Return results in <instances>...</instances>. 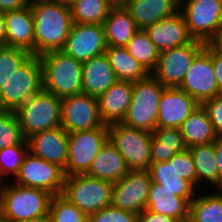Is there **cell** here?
I'll return each mask as SVG.
<instances>
[{
    "label": "cell",
    "mask_w": 222,
    "mask_h": 222,
    "mask_svg": "<svg viewBox=\"0 0 222 222\" xmlns=\"http://www.w3.org/2000/svg\"><path fill=\"white\" fill-rule=\"evenodd\" d=\"M35 55L62 50L72 27L69 7L56 0H32Z\"/></svg>",
    "instance_id": "1"
},
{
    "label": "cell",
    "mask_w": 222,
    "mask_h": 222,
    "mask_svg": "<svg viewBox=\"0 0 222 222\" xmlns=\"http://www.w3.org/2000/svg\"><path fill=\"white\" fill-rule=\"evenodd\" d=\"M7 182H2L0 189L1 222L48 219L53 194L21 186L11 180Z\"/></svg>",
    "instance_id": "2"
},
{
    "label": "cell",
    "mask_w": 222,
    "mask_h": 222,
    "mask_svg": "<svg viewBox=\"0 0 222 222\" xmlns=\"http://www.w3.org/2000/svg\"><path fill=\"white\" fill-rule=\"evenodd\" d=\"M39 58L43 90L61 99L82 93L83 62L62 50L45 53Z\"/></svg>",
    "instance_id": "3"
},
{
    "label": "cell",
    "mask_w": 222,
    "mask_h": 222,
    "mask_svg": "<svg viewBox=\"0 0 222 222\" xmlns=\"http://www.w3.org/2000/svg\"><path fill=\"white\" fill-rule=\"evenodd\" d=\"M164 88L151 73L133 81L131 103L121 123L152 133L157 128L159 102Z\"/></svg>",
    "instance_id": "4"
},
{
    "label": "cell",
    "mask_w": 222,
    "mask_h": 222,
    "mask_svg": "<svg viewBox=\"0 0 222 222\" xmlns=\"http://www.w3.org/2000/svg\"><path fill=\"white\" fill-rule=\"evenodd\" d=\"M189 35L204 43L222 37V0H179Z\"/></svg>",
    "instance_id": "5"
},
{
    "label": "cell",
    "mask_w": 222,
    "mask_h": 222,
    "mask_svg": "<svg viewBox=\"0 0 222 222\" xmlns=\"http://www.w3.org/2000/svg\"><path fill=\"white\" fill-rule=\"evenodd\" d=\"M113 183L87 174L65 176L62 196L87 216L111 205Z\"/></svg>",
    "instance_id": "6"
},
{
    "label": "cell",
    "mask_w": 222,
    "mask_h": 222,
    "mask_svg": "<svg viewBox=\"0 0 222 222\" xmlns=\"http://www.w3.org/2000/svg\"><path fill=\"white\" fill-rule=\"evenodd\" d=\"M42 89L41 60L32 54L1 87L0 110L16 111Z\"/></svg>",
    "instance_id": "7"
},
{
    "label": "cell",
    "mask_w": 222,
    "mask_h": 222,
    "mask_svg": "<svg viewBox=\"0 0 222 222\" xmlns=\"http://www.w3.org/2000/svg\"><path fill=\"white\" fill-rule=\"evenodd\" d=\"M15 112L26 139L37 132L61 126V98L43 89Z\"/></svg>",
    "instance_id": "8"
},
{
    "label": "cell",
    "mask_w": 222,
    "mask_h": 222,
    "mask_svg": "<svg viewBox=\"0 0 222 222\" xmlns=\"http://www.w3.org/2000/svg\"><path fill=\"white\" fill-rule=\"evenodd\" d=\"M108 140L123 156L130 170H148L151 164V132L112 123L108 125Z\"/></svg>",
    "instance_id": "9"
},
{
    "label": "cell",
    "mask_w": 222,
    "mask_h": 222,
    "mask_svg": "<svg viewBox=\"0 0 222 222\" xmlns=\"http://www.w3.org/2000/svg\"><path fill=\"white\" fill-rule=\"evenodd\" d=\"M108 141V126L68 133V158L65 176L85 174Z\"/></svg>",
    "instance_id": "10"
},
{
    "label": "cell",
    "mask_w": 222,
    "mask_h": 222,
    "mask_svg": "<svg viewBox=\"0 0 222 222\" xmlns=\"http://www.w3.org/2000/svg\"><path fill=\"white\" fill-rule=\"evenodd\" d=\"M205 45L206 43L193 39L186 45L160 52L157 65L151 74L165 87H178Z\"/></svg>",
    "instance_id": "11"
},
{
    "label": "cell",
    "mask_w": 222,
    "mask_h": 222,
    "mask_svg": "<svg viewBox=\"0 0 222 222\" xmlns=\"http://www.w3.org/2000/svg\"><path fill=\"white\" fill-rule=\"evenodd\" d=\"M11 180L18 185L48 191L55 196L62 194L65 174L58 165L36 157L28 151L18 174Z\"/></svg>",
    "instance_id": "12"
},
{
    "label": "cell",
    "mask_w": 222,
    "mask_h": 222,
    "mask_svg": "<svg viewBox=\"0 0 222 222\" xmlns=\"http://www.w3.org/2000/svg\"><path fill=\"white\" fill-rule=\"evenodd\" d=\"M106 125L100 115L98 99L85 93L61 99V127L68 133Z\"/></svg>",
    "instance_id": "13"
},
{
    "label": "cell",
    "mask_w": 222,
    "mask_h": 222,
    "mask_svg": "<svg viewBox=\"0 0 222 222\" xmlns=\"http://www.w3.org/2000/svg\"><path fill=\"white\" fill-rule=\"evenodd\" d=\"M178 88L187 92L200 105L207 99L222 94L216 82L211 58V42L195 57Z\"/></svg>",
    "instance_id": "14"
},
{
    "label": "cell",
    "mask_w": 222,
    "mask_h": 222,
    "mask_svg": "<svg viewBox=\"0 0 222 222\" xmlns=\"http://www.w3.org/2000/svg\"><path fill=\"white\" fill-rule=\"evenodd\" d=\"M151 183L148 170H130L113 183L111 205L138 215L146 209Z\"/></svg>",
    "instance_id": "15"
},
{
    "label": "cell",
    "mask_w": 222,
    "mask_h": 222,
    "mask_svg": "<svg viewBox=\"0 0 222 222\" xmlns=\"http://www.w3.org/2000/svg\"><path fill=\"white\" fill-rule=\"evenodd\" d=\"M107 48L103 24L73 23L62 51L85 62L105 53Z\"/></svg>",
    "instance_id": "16"
},
{
    "label": "cell",
    "mask_w": 222,
    "mask_h": 222,
    "mask_svg": "<svg viewBox=\"0 0 222 222\" xmlns=\"http://www.w3.org/2000/svg\"><path fill=\"white\" fill-rule=\"evenodd\" d=\"M199 103L178 87H165L159 102L157 128H180Z\"/></svg>",
    "instance_id": "17"
},
{
    "label": "cell",
    "mask_w": 222,
    "mask_h": 222,
    "mask_svg": "<svg viewBox=\"0 0 222 222\" xmlns=\"http://www.w3.org/2000/svg\"><path fill=\"white\" fill-rule=\"evenodd\" d=\"M28 151L39 158L58 165L63 170L68 158V132L61 126L37 132L27 138Z\"/></svg>",
    "instance_id": "18"
},
{
    "label": "cell",
    "mask_w": 222,
    "mask_h": 222,
    "mask_svg": "<svg viewBox=\"0 0 222 222\" xmlns=\"http://www.w3.org/2000/svg\"><path fill=\"white\" fill-rule=\"evenodd\" d=\"M159 52L190 43L185 18L180 10L144 29Z\"/></svg>",
    "instance_id": "19"
},
{
    "label": "cell",
    "mask_w": 222,
    "mask_h": 222,
    "mask_svg": "<svg viewBox=\"0 0 222 222\" xmlns=\"http://www.w3.org/2000/svg\"><path fill=\"white\" fill-rule=\"evenodd\" d=\"M3 14L6 26V46L22 48L35 55L34 17L30 5Z\"/></svg>",
    "instance_id": "20"
},
{
    "label": "cell",
    "mask_w": 222,
    "mask_h": 222,
    "mask_svg": "<svg viewBox=\"0 0 222 222\" xmlns=\"http://www.w3.org/2000/svg\"><path fill=\"white\" fill-rule=\"evenodd\" d=\"M132 93V81L118 80L98 98L99 112L106 125L122 122L130 106Z\"/></svg>",
    "instance_id": "21"
},
{
    "label": "cell",
    "mask_w": 222,
    "mask_h": 222,
    "mask_svg": "<svg viewBox=\"0 0 222 222\" xmlns=\"http://www.w3.org/2000/svg\"><path fill=\"white\" fill-rule=\"evenodd\" d=\"M82 92L99 98L117 80L105 53L83 62Z\"/></svg>",
    "instance_id": "22"
},
{
    "label": "cell",
    "mask_w": 222,
    "mask_h": 222,
    "mask_svg": "<svg viewBox=\"0 0 222 222\" xmlns=\"http://www.w3.org/2000/svg\"><path fill=\"white\" fill-rule=\"evenodd\" d=\"M124 7L132 16L137 28L144 30L177 12L179 0H127Z\"/></svg>",
    "instance_id": "23"
},
{
    "label": "cell",
    "mask_w": 222,
    "mask_h": 222,
    "mask_svg": "<svg viewBox=\"0 0 222 222\" xmlns=\"http://www.w3.org/2000/svg\"><path fill=\"white\" fill-rule=\"evenodd\" d=\"M129 171L123 156L108 140L85 174L114 183L122 179Z\"/></svg>",
    "instance_id": "24"
},
{
    "label": "cell",
    "mask_w": 222,
    "mask_h": 222,
    "mask_svg": "<svg viewBox=\"0 0 222 222\" xmlns=\"http://www.w3.org/2000/svg\"><path fill=\"white\" fill-rule=\"evenodd\" d=\"M148 172L152 182L172 191L174 195L185 198L189 203L198 193V189L191 182L182 179L177 173L176 160L172 158L166 162L151 163Z\"/></svg>",
    "instance_id": "25"
},
{
    "label": "cell",
    "mask_w": 222,
    "mask_h": 222,
    "mask_svg": "<svg viewBox=\"0 0 222 222\" xmlns=\"http://www.w3.org/2000/svg\"><path fill=\"white\" fill-rule=\"evenodd\" d=\"M103 27L107 46L125 47L139 30L124 5L111 7Z\"/></svg>",
    "instance_id": "26"
},
{
    "label": "cell",
    "mask_w": 222,
    "mask_h": 222,
    "mask_svg": "<svg viewBox=\"0 0 222 222\" xmlns=\"http://www.w3.org/2000/svg\"><path fill=\"white\" fill-rule=\"evenodd\" d=\"M146 210L173 217L178 221L189 218V202L155 182L150 186Z\"/></svg>",
    "instance_id": "27"
},
{
    "label": "cell",
    "mask_w": 222,
    "mask_h": 222,
    "mask_svg": "<svg viewBox=\"0 0 222 222\" xmlns=\"http://www.w3.org/2000/svg\"><path fill=\"white\" fill-rule=\"evenodd\" d=\"M187 148L215 142L219 136L211 123L207 111L199 105L180 126Z\"/></svg>",
    "instance_id": "28"
},
{
    "label": "cell",
    "mask_w": 222,
    "mask_h": 222,
    "mask_svg": "<svg viewBox=\"0 0 222 222\" xmlns=\"http://www.w3.org/2000/svg\"><path fill=\"white\" fill-rule=\"evenodd\" d=\"M186 149L180 128H156L152 132L151 163L166 162Z\"/></svg>",
    "instance_id": "29"
},
{
    "label": "cell",
    "mask_w": 222,
    "mask_h": 222,
    "mask_svg": "<svg viewBox=\"0 0 222 222\" xmlns=\"http://www.w3.org/2000/svg\"><path fill=\"white\" fill-rule=\"evenodd\" d=\"M198 192L189 203V219L192 222H222V189L214 192Z\"/></svg>",
    "instance_id": "30"
},
{
    "label": "cell",
    "mask_w": 222,
    "mask_h": 222,
    "mask_svg": "<svg viewBox=\"0 0 222 222\" xmlns=\"http://www.w3.org/2000/svg\"><path fill=\"white\" fill-rule=\"evenodd\" d=\"M193 156L195 170L197 174V188H203V184H208L210 189H218V168L214 150V142L209 144L194 145L188 148ZM203 183V184H202ZM200 185V186H199Z\"/></svg>",
    "instance_id": "31"
},
{
    "label": "cell",
    "mask_w": 222,
    "mask_h": 222,
    "mask_svg": "<svg viewBox=\"0 0 222 222\" xmlns=\"http://www.w3.org/2000/svg\"><path fill=\"white\" fill-rule=\"evenodd\" d=\"M105 54L117 80L137 81L145 78L149 72L129 53L126 47L107 46Z\"/></svg>",
    "instance_id": "32"
},
{
    "label": "cell",
    "mask_w": 222,
    "mask_h": 222,
    "mask_svg": "<svg viewBox=\"0 0 222 222\" xmlns=\"http://www.w3.org/2000/svg\"><path fill=\"white\" fill-rule=\"evenodd\" d=\"M125 47L149 73L155 69L160 52L145 30L139 29Z\"/></svg>",
    "instance_id": "33"
},
{
    "label": "cell",
    "mask_w": 222,
    "mask_h": 222,
    "mask_svg": "<svg viewBox=\"0 0 222 222\" xmlns=\"http://www.w3.org/2000/svg\"><path fill=\"white\" fill-rule=\"evenodd\" d=\"M111 7L108 0H79L70 7L72 21L77 24H103Z\"/></svg>",
    "instance_id": "34"
},
{
    "label": "cell",
    "mask_w": 222,
    "mask_h": 222,
    "mask_svg": "<svg viewBox=\"0 0 222 222\" xmlns=\"http://www.w3.org/2000/svg\"><path fill=\"white\" fill-rule=\"evenodd\" d=\"M28 145L15 111L0 110V149Z\"/></svg>",
    "instance_id": "35"
},
{
    "label": "cell",
    "mask_w": 222,
    "mask_h": 222,
    "mask_svg": "<svg viewBox=\"0 0 222 222\" xmlns=\"http://www.w3.org/2000/svg\"><path fill=\"white\" fill-rule=\"evenodd\" d=\"M48 222H89L88 216L62 195L52 197Z\"/></svg>",
    "instance_id": "36"
},
{
    "label": "cell",
    "mask_w": 222,
    "mask_h": 222,
    "mask_svg": "<svg viewBox=\"0 0 222 222\" xmlns=\"http://www.w3.org/2000/svg\"><path fill=\"white\" fill-rule=\"evenodd\" d=\"M31 55L22 48L0 46V89Z\"/></svg>",
    "instance_id": "37"
},
{
    "label": "cell",
    "mask_w": 222,
    "mask_h": 222,
    "mask_svg": "<svg viewBox=\"0 0 222 222\" xmlns=\"http://www.w3.org/2000/svg\"><path fill=\"white\" fill-rule=\"evenodd\" d=\"M27 152L28 145H13L0 149V180L2 182L8 181L7 179H11V176L16 177Z\"/></svg>",
    "instance_id": "38"
},
{
    "label": "cell",
    "mask_w": 222,
    "mask_h": 222,
    "mask_svg": "<svg viewBox=\"0 0 222 222\" xmlns=\"http://www.w3.org/2000/svg\"><path fill=\"white\" fill-rule=\"evenodd\" d=\"M138 215L109 205L88 216L89 222H137Z\"/></svg>",
    "instance_id": "39"
},
{
    "label": "cell",
    "mask_w": 222,
    "mask_h": 222,
    "mask_svg": "<svg viewBox=\"0 0 222 222\" xmlns=\"http://www.w3.org/2000/svg\"><path fill=\"white\" fill-rule=\"evenodd\" d=\"M172 160H176V170L180 177L197 188V174L190 150L187 148L183 152L176 153Z\"/></svg>",
    "instance_id": "40"
},
{
    "label": "cell",
    "mask_w": 222,
    "mask_h": 222,
    "mask_svg": "<svg viewBox=\"0 0 222 222\" xmlns=\"http://www.w3.org/2000/svg\"><path fill=\"white\" fill-rule=\"evenodd\" d=\"M201 105L207 111L216 133L222 137V94L205 100Z\"/></svg>",
    "instance_id": "41"
},
{
    "label": "cell",
    "mask_w": 222,
    "mask_h": 222,
    "mask_svg": "<svg viewBox=\"0 0 222 222\" xmlns=\"http://www.w3.org/2000/svg\"><path fill=\"white\" fill-rule=\"evenodd\" d=\"M211 58L215 71L216 82L219 91L222 93V44L211 42Z\"/></svg>",
    "instance_id": "42"
},
{
    "label": "cell",
    "mask_w": 222,
    "mask_h": 222,
    "mask_svg": "<svg viewBox=\"0 0 222 222\" xmlns=\"http://www.w3.org/2000/svg\"><path fill=\"white\" fill-rule=\"evenodd\" d=\"M173 217L161 215L149 210H143L138 214L137 222H177Z\"/></svg>",
    "instance_id": "43"
},
{
    "label": "cell",
    "mask_w": 222,
    "mask_h": 222,
    "mask_svg": "<svg viewBox=\"0 0 222 222\" xmlns=\"http://www.w3.org/2000/svg\"><path fill=\"white\" fill-rule=\"evenodd\" d=\"M30 5V0H0V12L16 11Z\"/></svg>",
    "instance_id": "44"
},
{
    "label": "cell",
    "mask_w": 222,
    "mask_h": 222,
    "mask_svg": "<svg viewBox=\"0 0 222 222\" xmlns=\"http://www.w3.org/2000/svg\"><path fill=\"white\" fill-rule=\"evenodd\" d=\"M214 150L218 168V189H222V137L214 142Z\"/></svg>",
    "instance_id": "45"
},
{
    "label": "cell",
    "mask_w": 222,
    "mask_h": 222,
    "mask_svg": "<svg viewBox=\"0 0 222 222\" xmlns=\"http://www.w3.org/2000/svg\"><path fill=\"white\" fill-rule=\"evenodd\" d=\"M0 46H6V26L4 14L0 12Z\"/></svg>",
    "instance_id": "46"
},
{
    "label": "cell",
    "mask_w": 222,
    "mask_h": 222,
    "mask_svg": "<svg viewBox=\"0 0 222 222\" xmlns=\"http://www.w3.org/2000/svg\"><path fill=\"white\" fill-rule=\"evenodd\" d=\"M59 1L60 3H62L63 5L67 6V7H71L72 5H74L75 3H77L79 0H56Z\"/></svg>",
    "instance_id": "47"
},
{
    "label": "cell",
    "mask_w": 222,
    "mask_h": 222,
    "mask_svg": "<svg viewBox=\"0 0 222 222\" xmlns=\"http://www.w3.org/2000/svg\"><path fill=\"white\" fill-rule=\"evenodd\" d=\"M112 6L124 5L127 0H108Z\"/></svg>",
    "instance_id": "48"
},
{
    "label": "cell",
    "mask_w": 222,
    "mask_h": 222,
    "mask_svg": "<svg viewBox=\"0 0 222 222\" xmlns=\"http://www.w3.org/2000/svg\"><path fill=\"white\" fill-rule=\"evenodd\" d=\"M14 222H48V220H27V221H14Z\"/></svg>",
    "instance_id": "49"
},
{
    "label": "cell",
    "mask_w": 222,
    "mask_h": 222,
    "mask_svg": "<svg viewBox=\"0 0 222 222\" xmlns=\"http://www.w3.org/2000/svg\"><path fill=\"white\" fill-rule=\"evenodd\" d=\"M177 222H192V221L188 218V219L177 221Z\"/></svg>",
    "instance_id": "50"
}]
</instances>
